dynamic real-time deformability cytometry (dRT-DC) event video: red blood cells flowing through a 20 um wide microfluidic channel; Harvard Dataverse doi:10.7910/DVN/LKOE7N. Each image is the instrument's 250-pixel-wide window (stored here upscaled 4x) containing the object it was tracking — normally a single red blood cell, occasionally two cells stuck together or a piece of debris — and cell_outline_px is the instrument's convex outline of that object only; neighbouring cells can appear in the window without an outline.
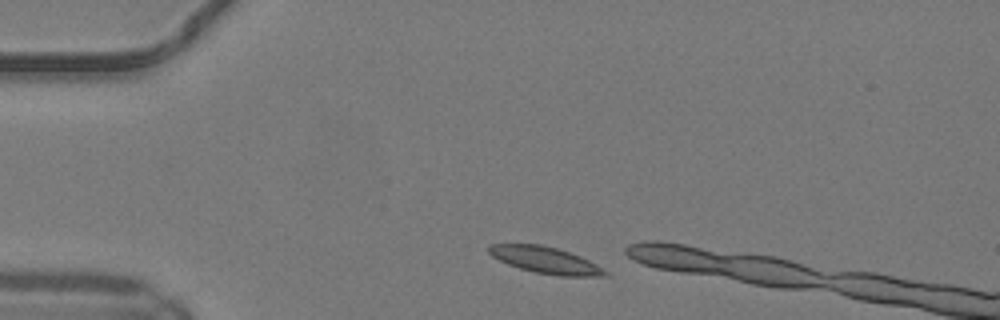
{"species": "common noctule bat (a hibernating species)", "species_latin": "Nyctalus noctula", "temperature_condition": "warm", "stored_images_in_passage": 7, "camera_frame_rate_fps": 3000, "um_per_image_px": 0.085, "animal": {"sex": "male", "body_mass_g": 19.2, "forearm_length_mm": 51.8}, "frame": {"image": 1, "passage_image": 3, "time_ms": 0.667, "image_size_px": [1000, 320], "cell_outline_px": [[608, 276], [556, 276], [536, 272], [520, 268], [508, 264], [492, 256], [488, 252], [488, 244], [540, 244], [556, 248], [580, 256], [596, 264], [608, 272]], "centroid_in_image_um": [46.36, 22.11], "position_along_channel_um": 38.6, "area_um2": 17.86}}